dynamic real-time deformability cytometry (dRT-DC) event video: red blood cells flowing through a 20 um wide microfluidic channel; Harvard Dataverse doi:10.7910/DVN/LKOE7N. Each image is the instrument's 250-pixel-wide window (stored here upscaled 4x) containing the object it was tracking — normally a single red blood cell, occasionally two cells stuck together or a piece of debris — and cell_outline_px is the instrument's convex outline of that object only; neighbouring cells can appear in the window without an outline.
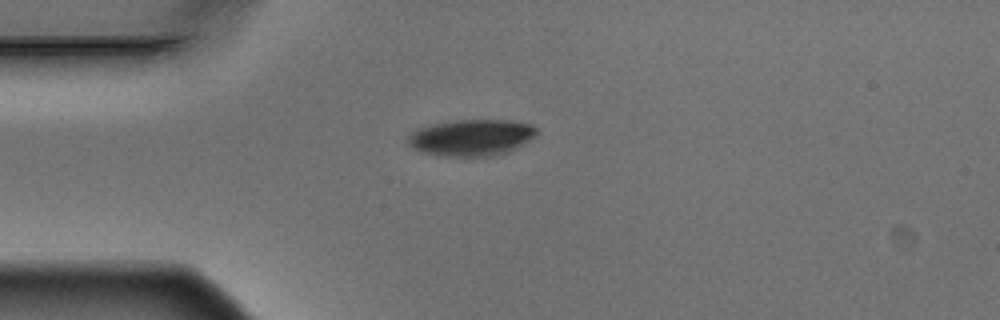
{"species": "Egyptian fruit bat (a non-hibernating species)", "species_latin": "Rousettus aegyptiacus", "temperature_condition": "warm", "stored_images_in_passage": 8, "camera_frame_rate_fps": 3000, "um_per_image_px": 0.085, "animal": {"sex": "male"}, "frame": {"image": 1, "passage_image": 1, "time_ms": 0.0, "image_size_px": [1000, 320], "cell_outline_px": [[536, 132], [528, 140], [516, 148], [508, 152], [492, 156], [440, 156], [420, 152], [412, 148], [408, 144], [408, 136], [412, 132], [420, 128], [436, 124], [460, 120], [508, 120], [528, 124], [536, 128]], "centroid_in_image_um": [40.03, 11.71], "position_along_channel_um": 45.0, "area_um2": 26.93}}
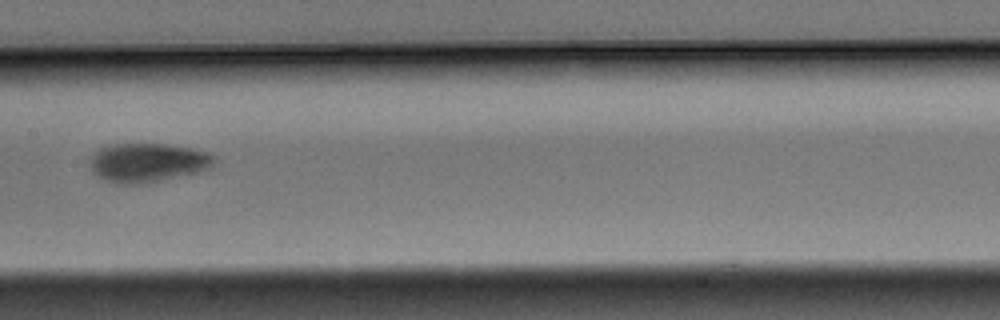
{"frame": {"image": 2, "passage_image": 5, "time_ms": 1.333, "image_size_px": [1000, 320], "cell_outline_px": [[216, 156], [212, 164], [208, 168], [196, 172], [144, 184], [120, 184], [96, 176], [92, 172], [92, 156], [100, 148], [112, 144], [164, 144], [192, 148], [208, 152]], "centroid_in_image_um": [12.56, 13.82], "position_along_channel_um": 194.8, "area_um2": 27.86}}
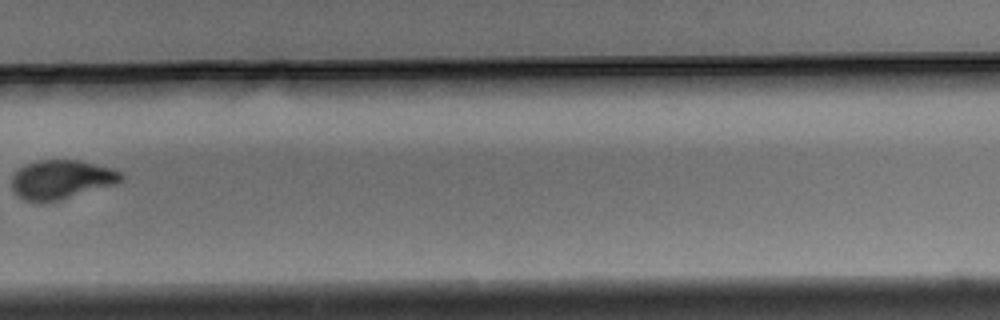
{"frame": {"image": 3, "passage_image": 8, "time_ms": 2.333, "image_size_px": [1000, 320], "cell_outline_px": [[124, 180], [116, 184], [60, 200], [40, 204], [24, 200], [16, 196], [12, 192], [12, 176], [24, 164], [36, 160], [80, 160], [112, 168], [120, 172], [124, 176]], "centroid_in_image_um": [5.19, 15.28], "position_along_channel_um": 324.6, "area_um2": 25.37}}